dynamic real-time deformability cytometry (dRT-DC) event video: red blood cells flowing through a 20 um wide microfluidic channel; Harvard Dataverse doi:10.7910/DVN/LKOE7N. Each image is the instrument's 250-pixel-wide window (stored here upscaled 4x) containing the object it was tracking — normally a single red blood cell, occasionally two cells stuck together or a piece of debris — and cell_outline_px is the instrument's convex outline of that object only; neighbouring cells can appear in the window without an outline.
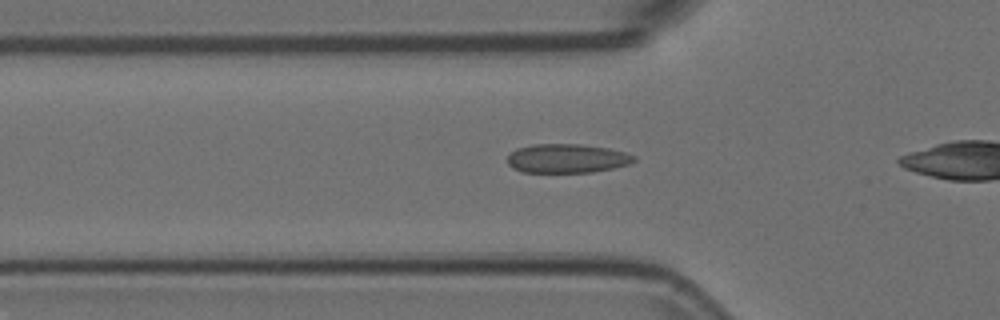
{"species": "Egyptian fruit bat (a non-hibernating species)", "species_latin": "Rousettus aegyptiacus", "temperature_condition": "room temperature", "stored_images_in_passage": 22, "camera_frame_rate_fps": 3000, "um_per_image_px": 0.085, "animal": {"sex": "female"}, "frame": {"image": 1, "passage_image": 3, "time_ms": 0.667, "image_size_px": [1000, 320], "cell_outline_px": [[636, 160], [628, 164], [612, 168], [592, 172], [524, 172], [512, 168], [508, 164], [508, 156], [516, 148], [532, 144], [580, 144], [608, 148], [624, 152], [636, 156]], "centroid_in_image_um": [48.18, 13.46], "position_along_channel_um": 77.6, "area_um2": 21.33}}
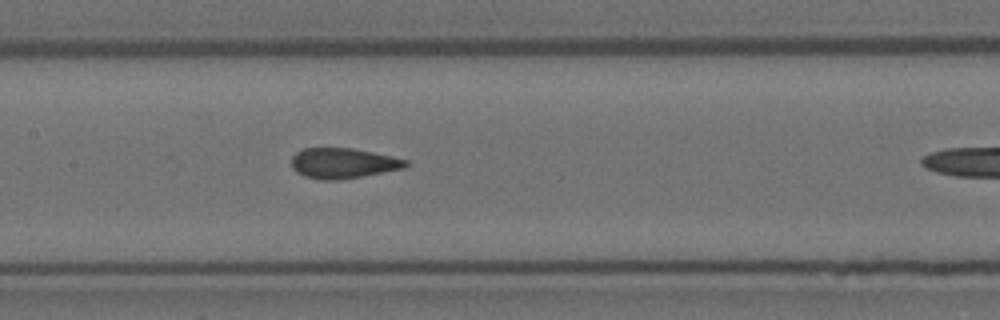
{"frame": {"image": 2, "passage_image": 11, "time_ms": 3.333, "image_size_px": [1000, 320], "cell_outline_px": [[408, 164], [404, 168], [340, 180], [320, 180], [304, 176], [296, 172], [292, 168], [292, 156], [296, 152], [304, 148], [352, 148], [392, 156], [408, 160]], "centroid_in_image_um": [29.13, 13.87], "position_along_channel_um": 178.3, "area_um2": 20.17}}
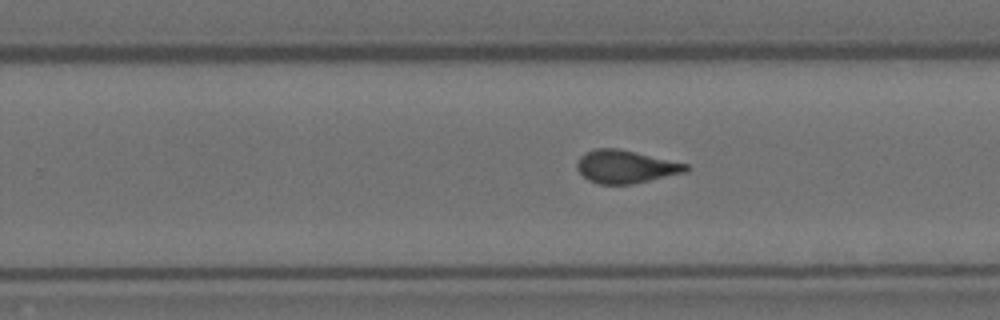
{"frame": {"image": 3, "passage_image": 19, "time_ms": 6.0, "image_size_px": [1000, 320], "cell_outline_px": [[688, 168], [684, 172], [632, 184], [600, 184], [588, 180], [576, 168], [576, 164], [580, 156], [584, 152], [596, 148], [616, 148], [636, 152], [688, 164]], "centroid_in_image_um": [53.12, 14.16], "position_along_channel_um": 276.7, "area_um2": 20.69}}